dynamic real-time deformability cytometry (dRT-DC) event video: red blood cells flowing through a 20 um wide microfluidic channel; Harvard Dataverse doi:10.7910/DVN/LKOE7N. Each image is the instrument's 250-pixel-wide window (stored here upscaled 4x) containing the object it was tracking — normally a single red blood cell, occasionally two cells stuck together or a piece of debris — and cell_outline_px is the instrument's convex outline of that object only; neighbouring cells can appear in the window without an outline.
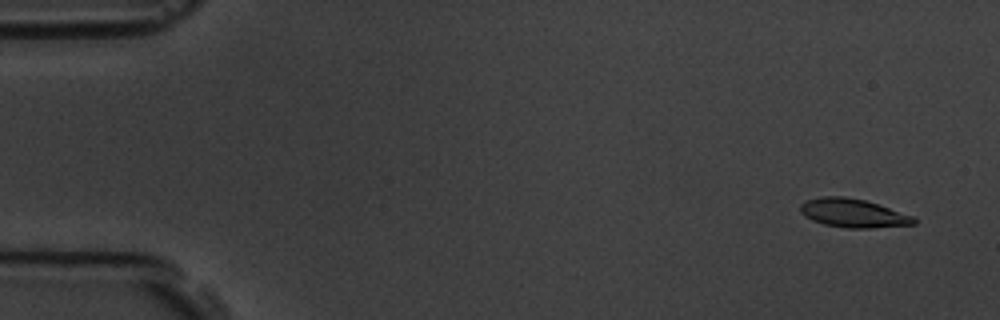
{"species": "common noctule bat (a hibernating species)", "species_latin": "Nyctalus noctula", "temperature_condition": "room temperature", "stored_images_in_passage": 9, "camera_frame_rate_fps": 3000, "um_per_image_px": 0.085, "animal": {"sex": "male", "body_mass_g": 19.5, "forearm_length_mm": 54.6}, "frame": {"image": 1, "passage_image": 1, "time_ms": 0.0, "image_size_px": [1000, 320], "cell_outline_px": [[916, 224], [872, 228], [848, 228], [824, 224], [812, 220], [804, 216], [800, 212], [800, 204], [808, 200], [824, 196], [844, 196], [864, 200], [912, 216], [916, 220]], "centroid_in_image_um": [72.48, 18.12], "position_along_channel_um": 12.5, "area_um2": 18.67}}
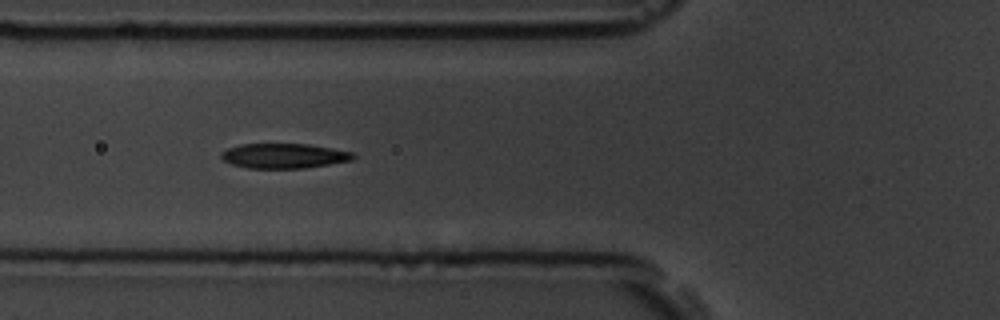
{"frame": {"image": 2, "passage_image": 6, "time_ms": 5.667, "image_size_px": [1000, 320], "cell_outline_px": [[356, 156], [352, 160], [304, 168], [248, 168], [232, 164], [224, 160], [220, 156], [228, 148], [240, 144], [308, 144], [332, 148], [352, 152]], "centroid_in_image_um": [24.15, 13.24], "position_along_channel_um": 101.7, "area_um2": 18.9}}
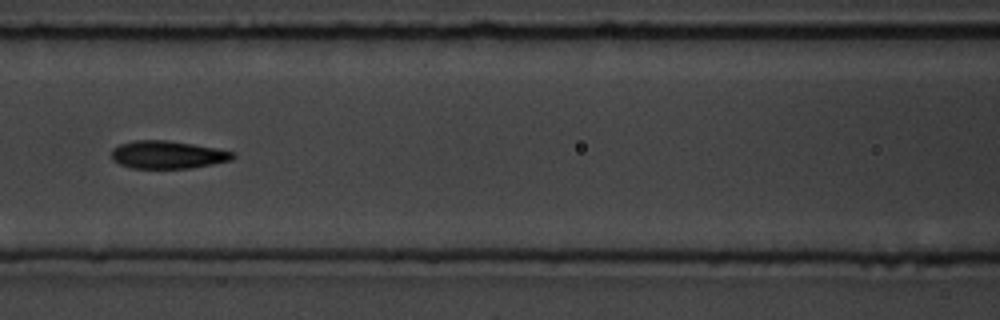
{"frame": {"image": 3, "passage_image": 7, "time_ms": 7.0, "image_size_px": [1000, 320], "cell_outline_px": [[236, 156], [232, 160], [192, 168], [132, 168], [120, 164], [112, 160], [112, 148], [120, 144], [136, 140], [168, 140], [192, 144], [236, 152]], "centroid_in_image_um": [14.26, 13.15], "position_along_channel_um": 152.3, "area_um2": 19.65}}